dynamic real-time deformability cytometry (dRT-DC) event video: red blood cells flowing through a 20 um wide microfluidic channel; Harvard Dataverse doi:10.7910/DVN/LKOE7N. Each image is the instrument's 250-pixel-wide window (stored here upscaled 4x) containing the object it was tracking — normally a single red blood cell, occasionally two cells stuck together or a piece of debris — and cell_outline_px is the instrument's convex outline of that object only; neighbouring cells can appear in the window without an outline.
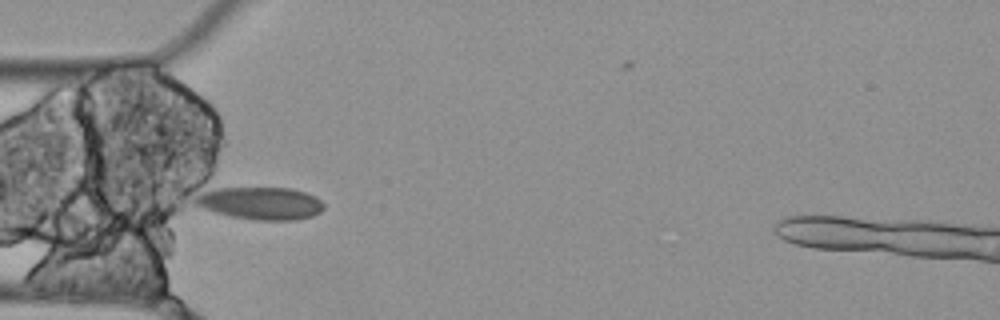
{"species": "Egyptian fruit bat (a non-hibernating species)", "species_latin": "Rousettus aegyptiacus", "temperature_condition": "cold", "stored_images_in_passage": 5, "camera_frame_rate_fps": 3000, "um_per_image_px": 0.085, "animal": {"sex": "female"}, "frame": {"image": 1, "passage_image": 5, "time_ms": 1.333, "image_size_px": [1000, 320], "cell_outline_px": [[324, 208], [320, 212], [312, 216], [296, 220], [256, 220], [232, 216], [216, 212], [204, 208], [196, 204], [192, 200], [204, 188], [288, 188], [304, 192], [316, 196], [324, 204]], "centroid_in_image_um": [22.12, 17.26], "position_along_channel_um": 62.9, "area_um2": 24.45}}